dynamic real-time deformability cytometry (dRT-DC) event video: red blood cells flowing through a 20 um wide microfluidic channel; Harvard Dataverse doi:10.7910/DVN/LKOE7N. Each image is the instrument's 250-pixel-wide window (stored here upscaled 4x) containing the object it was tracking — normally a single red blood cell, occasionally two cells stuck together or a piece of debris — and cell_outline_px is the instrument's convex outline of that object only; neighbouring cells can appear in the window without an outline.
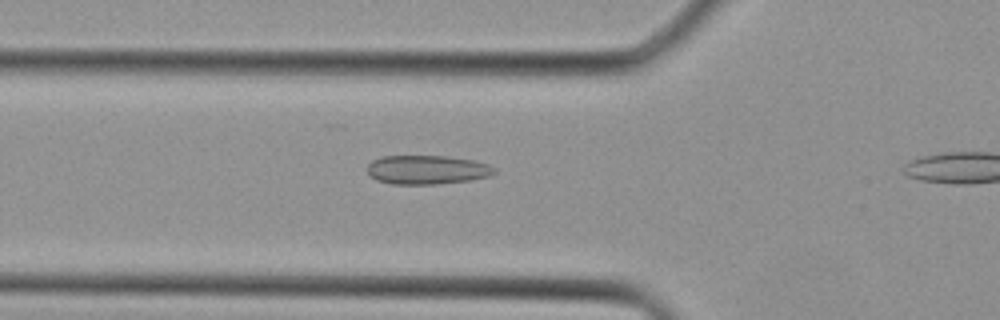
{"species": "Egyptian fruit bat (a non-hibernating species)", "species_latin": "Rousettus aegyptiacus", "temperature_condition": "cold", "stored_images_in_passage": 9, "camera_frame_rate_fps": 3000, "um_per_image_px": 0.085, "animal": {"sex": "female"}, "frame": {"image": 1, "passage_image": 8, "time_ms": 2.333, "image_size_px": [1000, 320], "cell_outline_px": [[496, 172], [488, 176], [468, 180], [436, 184], [392, 184], [376, 180], [368, 176], [364, 168], [372, 160], [384, 156], [444, 156], [472, 160], [488, 164], [496, 168]], "centroid_in_image_um": [36.22, 14.43], "position_along_channel_um": 89.6, "area_um2": 21.56}}